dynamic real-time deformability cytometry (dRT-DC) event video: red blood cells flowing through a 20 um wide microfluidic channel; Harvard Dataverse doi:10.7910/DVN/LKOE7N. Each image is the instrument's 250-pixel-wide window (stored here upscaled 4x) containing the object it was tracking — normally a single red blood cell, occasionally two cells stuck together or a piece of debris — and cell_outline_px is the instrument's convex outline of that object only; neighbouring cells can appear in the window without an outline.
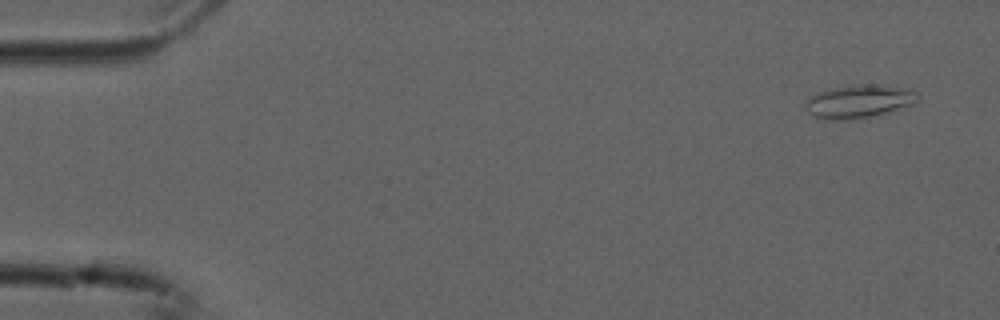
{"species": "common noctule bat (a hibernating species)", "species_latin": "Nyctalus noctula", "temperature_condition": "cold", "stored_images_in_passage": 54, "camera_frame_rate_fps": 3000, "um_per_image_px": 0.085, "animal": {"sex": "male", "forearm_length_mm": 52.5}, "frame": {"image": 1, "passage_image": 3, "time_ms": 0.667, "image_size_px": [1000, 320], "cell_outline_px": [[916, 100], [912, 104], [876, 116], [836, 120], [828, 120], [812, 116], [804, 108], [804, 100], [820, 92], [832, 88], [868, 84], [872, 84], [912, 88], [916, 92]], "centroid_in_image_um": [72.98, 8.62], "position_along_channel_um": 12.0, "area_um2": 21.56}}
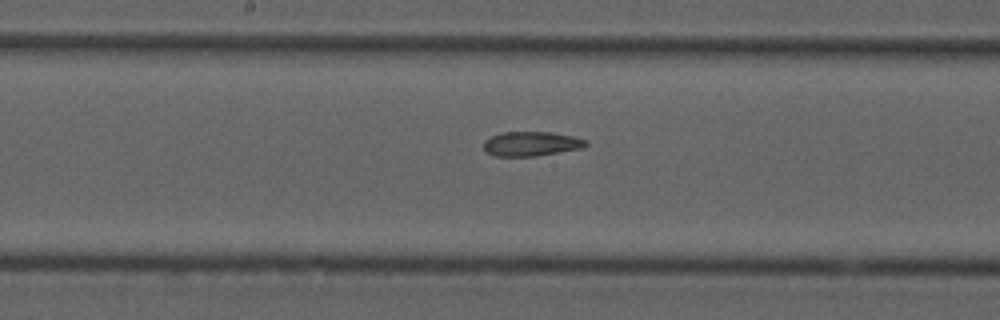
{"frame": {"image": 2, "passage_image": 28, "time_ms": 9.0, "image_size_px": [1000, 320], "cell_outline_px": [[588, 144], [584, 148], [536, 156], [496, 156], [488, 152], [484, 148], [484, 140], [500, 132], [552, 132], [572, 136], [588, 140]], "centroid_in_image_um": [45.19, 12.22], "position_along_channel_um": 203.0, "area_um2": 14.62}}
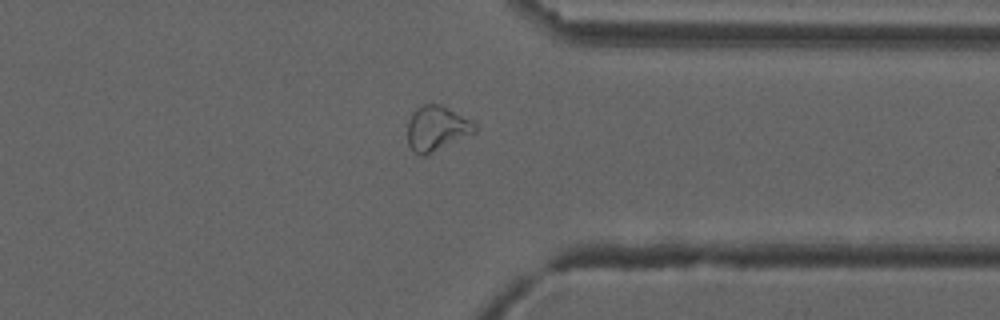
{"frame": {"image": 3, "passage_image": 42, "time_ms": 13.667, "image_size_px": [1000, 320], "cell_outline_px": [[476, 132], [424, 156], [420, 156], [408, 144], [408, 120], [412, 112], [416, 108], [424, 104], [440, 104], [472, 120], [476, 124]], "centroid_in_image_um": [37.12, 10.9], "position_along_channel_um": 374.3, "area_um2": 17.51}, "authors_computed_cell_mechanics": {"area_um2": 17.3689, "velocity_mm_per_s": 3.7482, "shape_relaxation_time_tau1_ms": null, "shape_relaxation_time_tau2_ms": 5.7083, "deformation_change_tau1": null, "deformation_change_tau2": 0.1353}}